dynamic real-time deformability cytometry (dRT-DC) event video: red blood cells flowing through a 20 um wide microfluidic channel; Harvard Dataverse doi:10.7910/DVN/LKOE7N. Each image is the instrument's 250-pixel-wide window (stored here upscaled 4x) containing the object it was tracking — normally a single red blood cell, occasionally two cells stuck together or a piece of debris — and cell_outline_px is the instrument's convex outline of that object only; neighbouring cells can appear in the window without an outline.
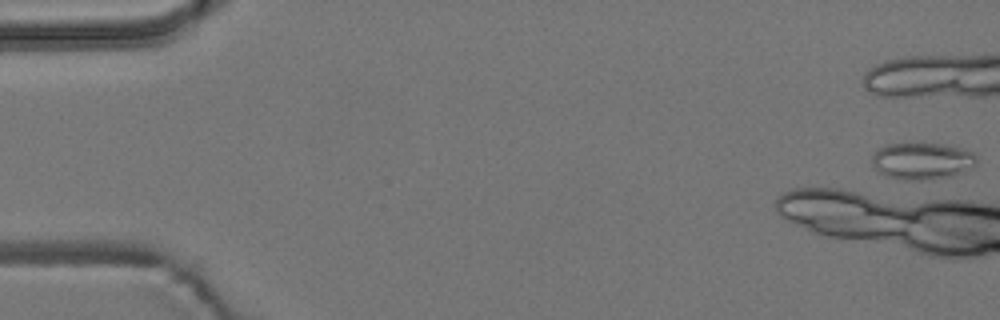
{"species": "common noctule bat (a hibernating species)", "species_latin": "Nyctalus noctula", "temperature_condition": "room temperature", "stored_images_in_passage": 23, "camera_frame_rate_fps": 3000, "um_per_image_px": 0.085, "animal": {"sex": "male", "body_mass_g": 19.2, "forearm_length_mm": 51.8}, "frame": {"image": 1, "passage_image": 1, "time_ms": 0.0, "image_size_px": [1000, 320], "cell_outline_px": [[976, 164], [972, 168], [964, 172], [952, 176], [924, 180], [900, 180], [888, 176], [880, 172], [872, 164], [872, 152], [884, 144], [920, 140], [940, 144], [972, 152], [976, 156]], "centroid_in_image_um": [78.33, 13.64], "position_along_channel_um": 6.7, "area_um2": 23.18}}